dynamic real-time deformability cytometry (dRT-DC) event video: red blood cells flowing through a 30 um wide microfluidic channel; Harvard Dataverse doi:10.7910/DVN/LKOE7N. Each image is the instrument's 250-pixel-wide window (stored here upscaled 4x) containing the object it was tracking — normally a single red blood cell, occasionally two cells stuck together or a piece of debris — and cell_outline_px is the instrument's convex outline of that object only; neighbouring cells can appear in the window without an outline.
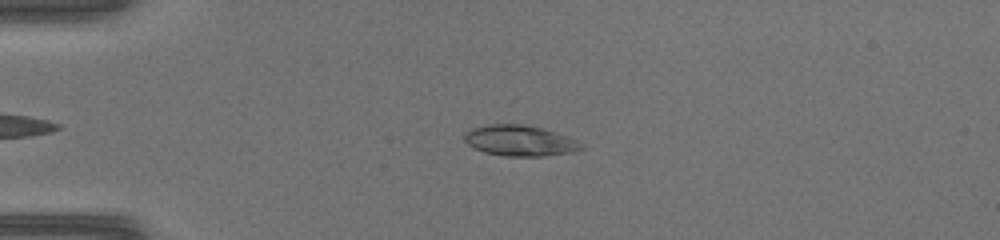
{"species": "common noctule bat (a hibernating species)", "species_latin": "Nyctalus noctula", "temperature_condition": "warm", "stored_images_in_passage": 37, "camera_frame_rate_fps": 3000, "um_per_image_px": 0.085, "animal": {"sex": "female", "body_mass_g": 17.0, "forearm_length_mm": 48.0}, "frame": {"image": 1, "passage_image": 7, "time_ms": 2.0, "image_size_px": [1000, 240], "cell_outline_px": [[584, 148], [572, 152], [544, 156], [504, 156], [484, 152], [468, 144], [464, 140], [464, 132], [472, 128], [488, 124], [524, 124], [544, 128], [568, 136], [584, 144]], "centroid_in_image_um": [44.2, 11.95], "position_along_channel_um": 40.8, "area_um2": 21.1}}
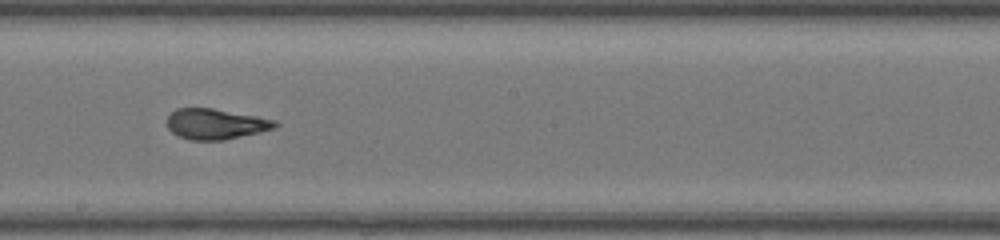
{"frame": {"image": 2, "passage_image": 22, "time_ms": 7.0, "image_size_px": [1000, 240], "cell_outline_px": [[280, 124], [276, 128], [260, 132], [224, 140], [192, 140], [180, 136], [172, 132], [168, 128], [168, 116], [176, 108], [212, 108], [256, 116], [276, 120]], "centroid_in_image_um": [18.36, 10.54], "position_along_channel_um": 229.8, "area_um2": 19.13}}
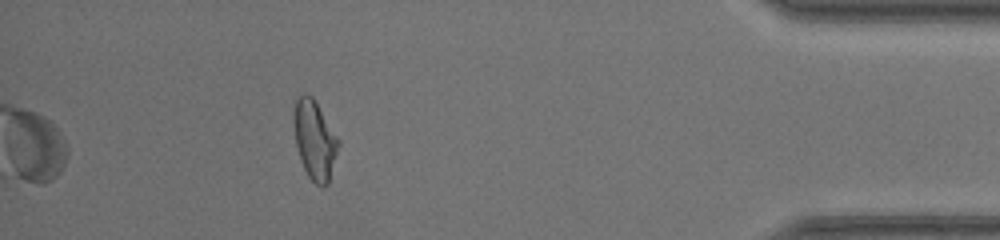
{"frame": {"image": 3, "passage_image": 37, "time_ms": 12.0, "image_size_px": [1000, 240], "cell_outline_px": [[340, 144], [328, 184], [324, 188], [316, 184], [308, 176], [300, 160], [296, 144], [292, 120], [292, 112], [296, 100], [304, 92], [312, 96], [340, 140]], "centroid_in_image_um": [26.74, 11.89], "position_along_channel_um": 408.5, "area_um2": 20.75}}